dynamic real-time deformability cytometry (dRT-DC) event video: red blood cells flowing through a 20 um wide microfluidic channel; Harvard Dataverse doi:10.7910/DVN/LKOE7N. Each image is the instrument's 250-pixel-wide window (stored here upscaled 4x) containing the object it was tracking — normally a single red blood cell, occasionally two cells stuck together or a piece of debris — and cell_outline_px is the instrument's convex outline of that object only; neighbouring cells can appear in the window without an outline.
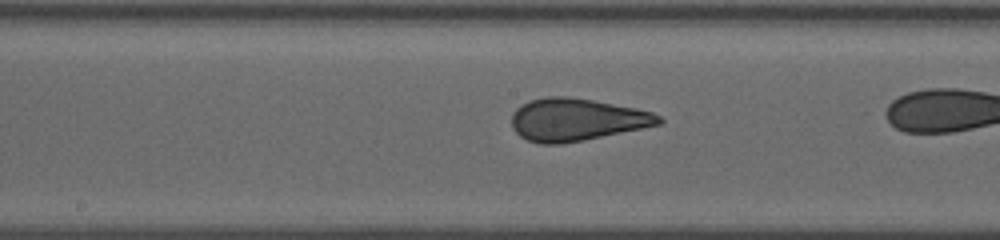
{"species": "human", "species_latin": "Homo sapiens", "temperature_condition": "warm", "stored_images_in_passage": 33, "camera_frame_rate_fps": 3000, "um_per_image_px": 0.085, "donor": {"sex": "female"}, "frame": {"image": 1, "passage_image": 24, "time_ms": 11.667, "image_size_px": [1000, 240], "cell_outline_px": [[664, 120], [660, 124], [584, 140], [560, 144], [540, 144], [528, 140], [520, 136], [512, 128], [512, 112], [516, 108], [528, 100], [548, 96], [568, 96], [592, 100], [636, 108], [652, 112], [660, 116]], "centroid_in_image_um": [48.97, 10.16], "position_along_channel_um": 199.2, "area_um2": 36.36}}